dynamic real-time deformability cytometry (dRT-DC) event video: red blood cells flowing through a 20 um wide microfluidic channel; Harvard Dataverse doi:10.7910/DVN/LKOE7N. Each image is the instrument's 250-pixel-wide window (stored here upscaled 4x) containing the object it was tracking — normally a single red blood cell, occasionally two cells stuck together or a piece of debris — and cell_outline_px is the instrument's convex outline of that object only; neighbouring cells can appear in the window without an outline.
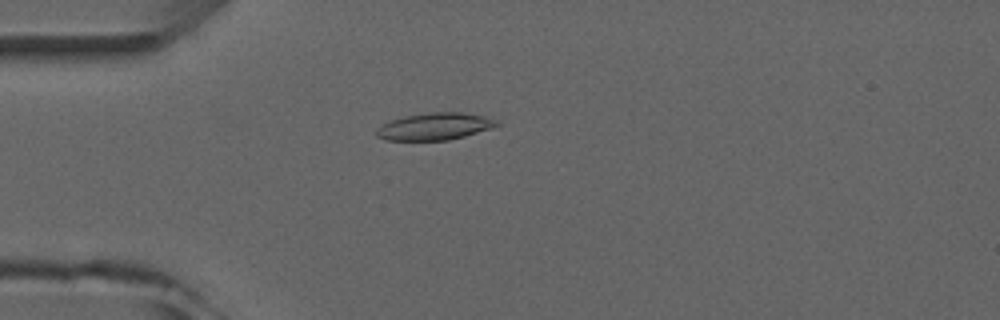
{"species": "common noctule bat (a hibernating species)", "species_latin": "Nyctalus noctula", "temperature_condition": "room temperature", "stored_images_in_passage": 5, "camera_frame_rate_fps": 3000, "um_per_image_px": 0.085, "animal": {"sex": "male", "forearm_length_mm": 52.5}, "frame": {"image": 1, "passage_image": 5, "time_ms": 4.333, "image_size_px": [1000, 320], "cell_outline_px": [[500, 124], [492, 128], [464, 136], [448, 140], [384, 140], [376, 136], [376, 132], [384, 124], [392, 120], [404, 116], [428, 112], [460, 112], [484, 116], [496, 120]], "centroid_in_image_um": [36.97, 10.74], "position_along_channel_um": 48.0, "area_um2": 18.79}}